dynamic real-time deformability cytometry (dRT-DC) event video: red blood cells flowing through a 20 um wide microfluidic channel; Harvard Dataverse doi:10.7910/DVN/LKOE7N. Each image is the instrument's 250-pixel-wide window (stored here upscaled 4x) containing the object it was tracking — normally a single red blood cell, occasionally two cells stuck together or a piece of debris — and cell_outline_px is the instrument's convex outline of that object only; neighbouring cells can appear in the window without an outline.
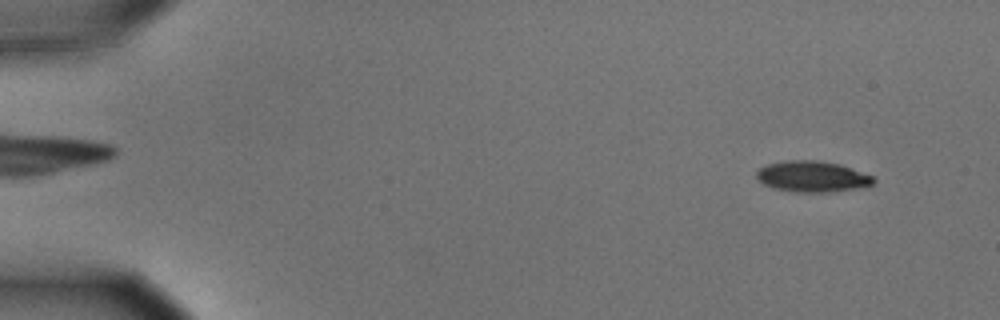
{"species": "common noctule bat (a hibernating species)", "species_latin": "Nyctalus noctula", "temperature_condition": "cold", "stored_images_in_passage": 55, "camera_frame_rate_fps": 3000, "um_per_image_px": 0.085, "animal": {"sex": "male", "body_mass_g": 15.6}, "frame": {"image": 1, "passage_image": 4, "time_ms": 1.0, "image_size_px": [1000, 320], "cell_outline_px": [[876, 180], [868, 188], [828, 192], [792, 192], [772, 188], [764, 184], [756, 176], [756, 172], [760, 168], [768, 164], [784, 160], [816, 160], [840, 164], [872, 176]], "centroid_in_image_um": [69.07, 15.02], "position_along_channel_um": 15.9, "area_um2": 21.33}}
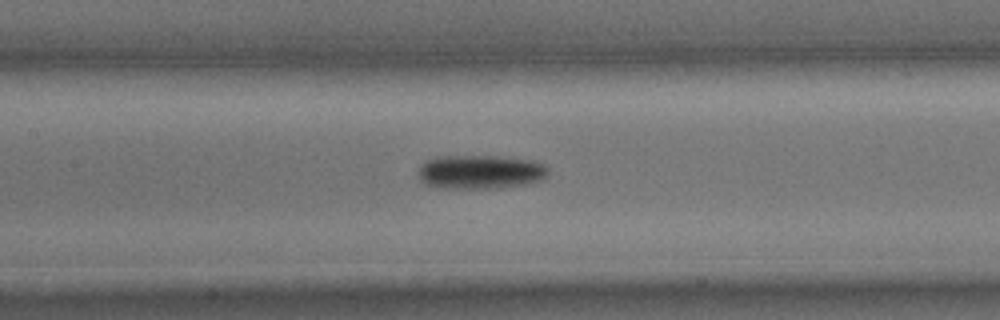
{"frame": {"image": 2, "passage_image": 26, "time_ms": 8.333, "image_size_px": [1000, 320], "cell_outline_px": [[548, 172], [540, 180], [524, 184], [496, 188], [444, 188], [424, 184], [420, 180], [420, 164], [424, 160], [436, 156], [496, 156], [532, 160], [544, 164], [548, 168]], "centroid_in_image_um": [40.79, 14.6], "position_along_channel_um": 166.6, "area_um2": 25.66}}
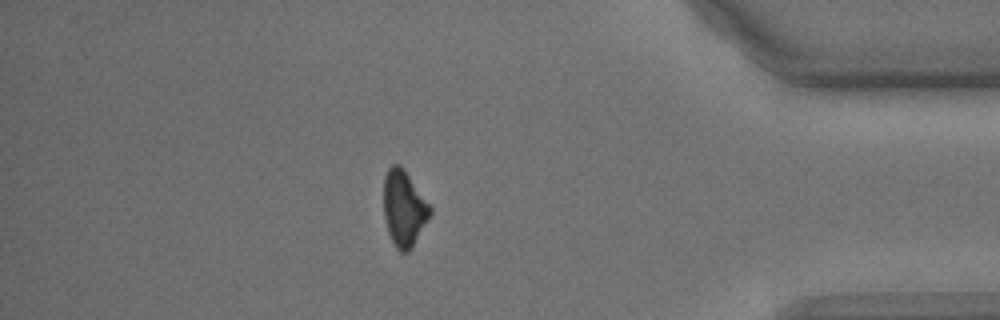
{"frame": {"image": 3, "passage_image": 48, "time_ms": 15.667, "image_size_px": [1000, 320], "cell_outline_px": [[432, 212], [412, 248], [408, 252], [400, 252], [396, 248], [388, 232], [384, 216], [384, 176], [388, 168], [392, 164], [400, 164], [404, 168], [432, 208]], "centroid_in_image_um": [34.33, 17.7], "position_along_channel_um": 400.9, "area_um2": 20.52}, "authors_computed_cell_mechanics": {"area_um2": 22.6576, "velocity_mm_per_s": 3.6209, "shape_relaxation_time_tau1_ms": 3.0299, "shape_relaxation_time_tau2_ms": null, "deformation_change_tau1": 0.1215, "deformation_change_tau2": null}}